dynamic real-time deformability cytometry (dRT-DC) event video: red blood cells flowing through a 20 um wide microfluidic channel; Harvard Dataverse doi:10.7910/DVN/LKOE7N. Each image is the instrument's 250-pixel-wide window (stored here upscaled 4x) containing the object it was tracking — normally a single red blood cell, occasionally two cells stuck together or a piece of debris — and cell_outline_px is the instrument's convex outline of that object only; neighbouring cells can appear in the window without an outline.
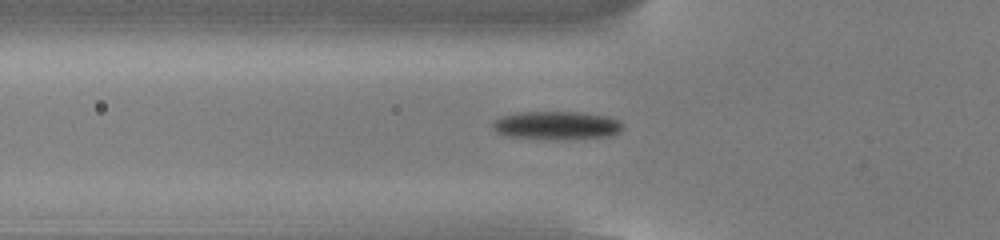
{"species": "common noctule bat (a hibernating species)", "species_latin": "Nyctalus noctula", "temperature_condition": "cold", "stored_images_in_passage": 51, "camera_frame_rate_fps": 3000, "um_per_image_px": 0.085, "animal": {"sex": "male", "body_mass_g": 13.0, "forearm_length_mm": 53.1}, "frame": {"image": 1, "passage_image": 18, "time_ms": 5.667, "image_size_px": [1000, 240], "cell_outline_px": [[624, 128], [620, 132], [612, 136], [508, 136], [496, 132], [492, 128], [492, 120], [500, 116], [520, 112], [580, 112], [608, 116], [620, 120], [624, 124]], "centroid_in_image_um": [47.33, 10.59], "position_along_channel_um": 78.5, "area_um2": 20.4}}
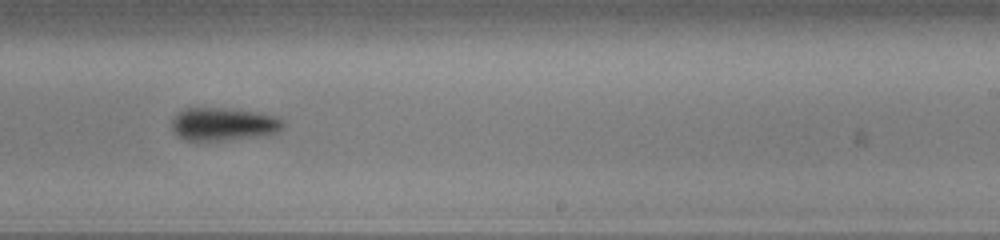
{"frame": {"image": 2, "passage_image": 33, "time_ms": 10.667, "image_size_px": [1000, 240], "cell_outline_px": [[284, 124], [280, 132], [260, 136], [196, 144], [184, 140], [176, 136], [172, 128], [172, 120], [184, 108], [220, 108], [252, 112], [272, 116], [284, 120]], "centroid_in_image_um": [18.92, 10.61], "position_along_channel_um": 270.1, "area_um2": 21.79}}
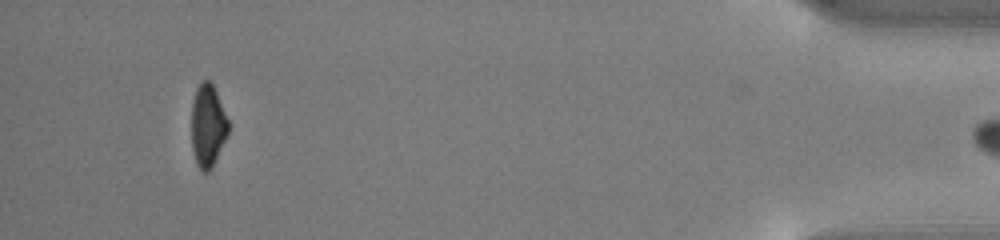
{"frame": {"image": 3, "passage_image": 50, "time_ms": 16.333, "image_size_px": [1000, 240], "cell_outline_px": [[228, 132], [212, 168], [208, 172], [200, 172], [196, 164], [192, 148], [192, 100], [196, 88], [200, 80], [208, 80], [212, 84], [216, 92], [228, 120]], "centroid_in_image_um": [17.64, 10.69], "position_along_channel_um": 417.6, "area_um2": 17.69}}